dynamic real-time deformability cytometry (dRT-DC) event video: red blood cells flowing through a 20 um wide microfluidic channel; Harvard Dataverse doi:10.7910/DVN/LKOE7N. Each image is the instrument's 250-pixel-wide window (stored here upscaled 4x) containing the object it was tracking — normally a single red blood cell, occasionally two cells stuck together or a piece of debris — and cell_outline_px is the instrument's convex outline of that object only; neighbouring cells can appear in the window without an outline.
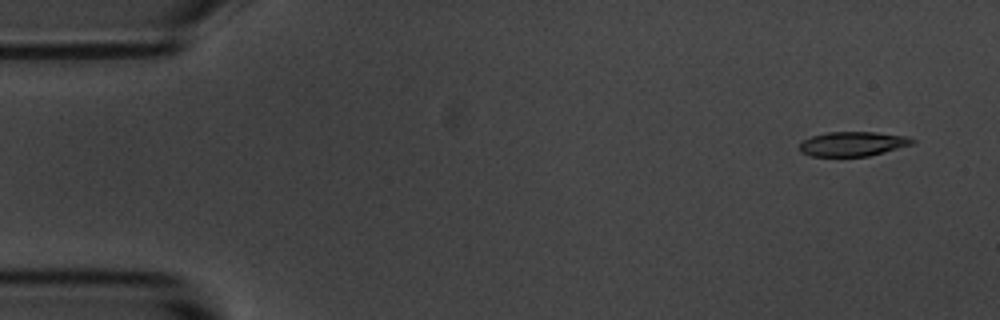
{"species": "common noctule bat (a hibernating species)", "species_latin": "Nyctalus noctula", "temperature_condition": "room temperature", "stored_images_in_passage": 7, "camera_frame_rate_fps": 3000, "um_per_image_px": 0.085, "animal": {"sex": "male", "body_mass_g": 20.1, "forearm_length_mm": 53.5}, "frame": {"image": 1, "passage_image": 1, "time_ms": 0.0, "image_size_px": [1000, 320], "cell_outline_px": [[916, 140], [912, 144], [884, 152], [868, 156], [812, 156], [800, 152], [800, 144], [804, 140], [812, 136], [828, 132], [876, 132], [908, 136]], "centroid_in_image_um": [72.5, 12.22], "position_along_channel_um": 12.5, "area_um2": 16.01}}
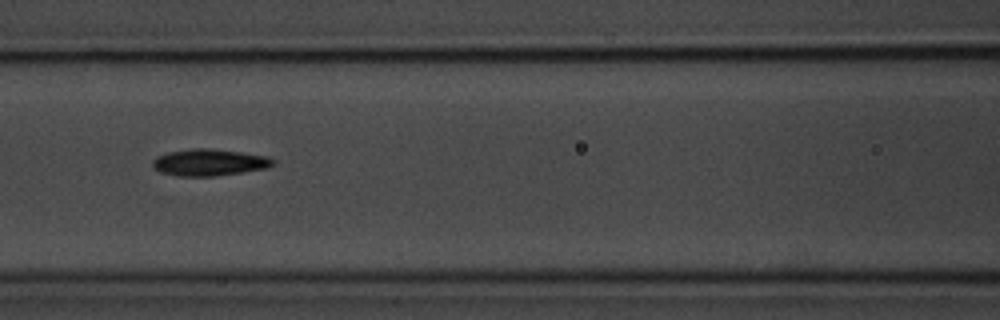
{"frame": {"image": 2, "passage_image": 6, "time_ms": 1.667, "image_size_px": [1000, 320], "cell_outline_px": [[276, 164], [268, 168], [244, 172], [216, 176], [176, 176], [160, 172], [152, 164], [152, 160], [156, 156], [168, 152], [192, 148], [208, 148], [240, 152], [268, 156], [276, 160]], "centroid_in_image_um": [17.82, 13.81], "position_along_channel_um": 148.8, "area_um2": 18.96}}
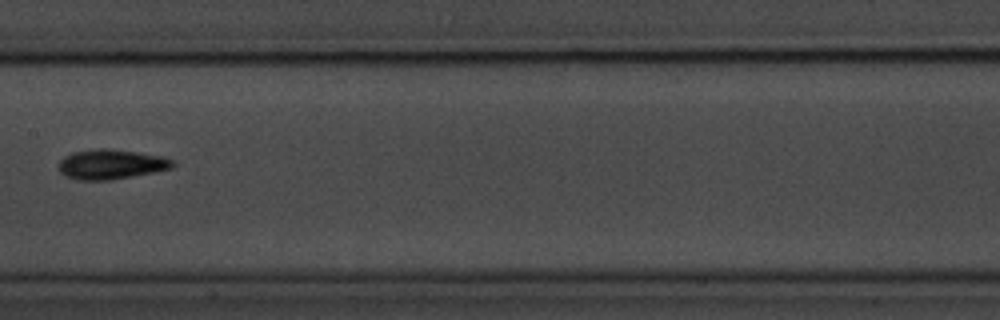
{"frame": {"image": 3, "passage_image": 7, "time_ms": 2.0, "image_size_px": [1000, 320], "cell_outline_px": [[176, 164], [172, 168], [152, 172], [108, 180], [76, 180], [60, 172], [60, 160], [64, 156], [72, 152], [96, 148], [108, 148], [136, 152], [160, 156], [172, 160]], "centroid_in_image_um": [9.42, 13.95], "position_along_channel_um": 198.0, "area_um2": 19.54}}